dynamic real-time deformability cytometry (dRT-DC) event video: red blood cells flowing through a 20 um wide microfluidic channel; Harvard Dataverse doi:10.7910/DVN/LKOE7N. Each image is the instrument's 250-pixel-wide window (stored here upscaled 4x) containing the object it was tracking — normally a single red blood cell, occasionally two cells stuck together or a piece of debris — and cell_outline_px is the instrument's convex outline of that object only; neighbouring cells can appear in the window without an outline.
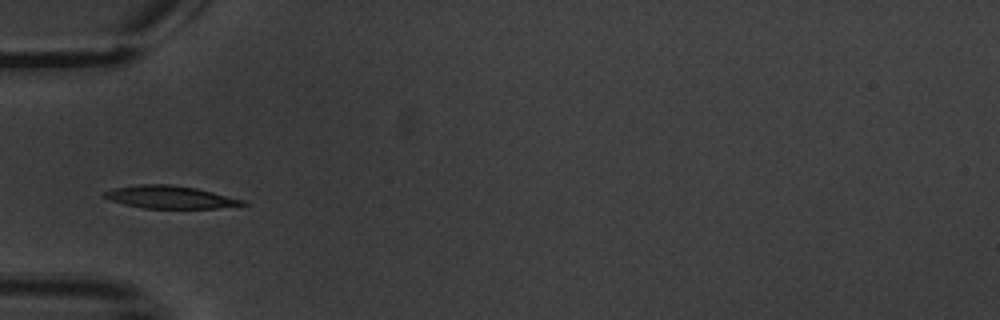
{"species": "common noctule bat (a hibernating species)", "species_latin": "Nyctalus noctula", "temperature_condition": "warm", "stored_images_in_passage": 9, "camera_frame_rate_fps": 3000, "um_per_image_px": 0.085, "animal": {"sex": "male", "body_mass_g": 20.1, "forearm_length_mm": 53.5}, "frame": {"image": 1, "passage_image": 7, "time_ms": 7.333, "image_size_px": [1000, 320], "cell_outline_px": [[248, 204], [216, 208], [144, 208], [124, 204], [100, 196], [104, 192], [112, 188], [140, 184], [168, 184], [196, 188], [244, 200]], "centroid_in_image_um": [14.41, 16.75], "position_along_channel_um": 70.6, "area_um2": 18.09}}
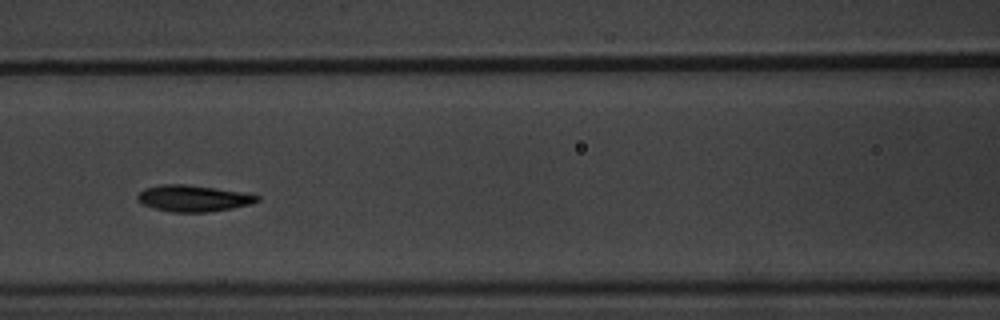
{"frame": {"image": 2, "passage_image": 9, "time_ms": 9.667, "image_size_px": [1000, 320], "cell_outline_px": [[260, 200], [252, 204], [232, 208], [208, 212], [172, 212], [156, 208], [144, 204], [136, 200], [136, 196], [144, 188], [160, 184], [184, 184], [216, 188], [240, 192], [260, 196]], "centroid_in_image_um": [16.42, 16.85], "position_along_channel_um": 150.2, "area_um2": 18.32}}